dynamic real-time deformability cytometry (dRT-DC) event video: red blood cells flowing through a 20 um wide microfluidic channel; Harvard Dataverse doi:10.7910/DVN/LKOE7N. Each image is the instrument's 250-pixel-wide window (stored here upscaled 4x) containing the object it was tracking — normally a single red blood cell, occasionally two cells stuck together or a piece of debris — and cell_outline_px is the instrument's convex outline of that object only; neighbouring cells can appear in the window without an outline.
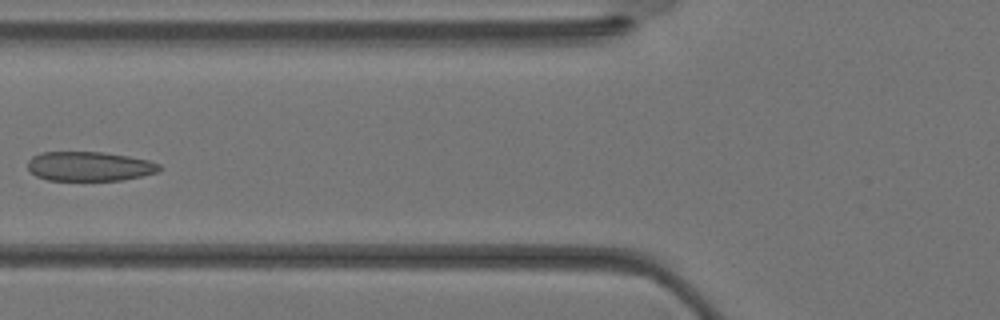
{"species": "Egyptian fruit bat (a non-hibernating species)", "species_latin": "Rousettus aegyptiacus", "temperature_condition": "warm", "stored_images_in_passage": 18, "camera_frame_rate_fps": 3000, "um_per_image_px": 0.085, "animal": {"sex": "female"}, "frame": {"image": 1, "passage_image": 14, "time_ms": 4.333, "image_size_px": [1000, 320], "cell_outline_px": [[160, 168], [156, 172], [140, 176], [120, 180], [48, 180], [36, 176], [28, 168], [28, 160], [32, 156], [44, 152], [104, 152], [128, 156], [148, 160], [160, 164]], "centroid_in_image_um": [7.58, 14.13], "position_along_channel_um": 118.2, "area_um2": 22.37}}
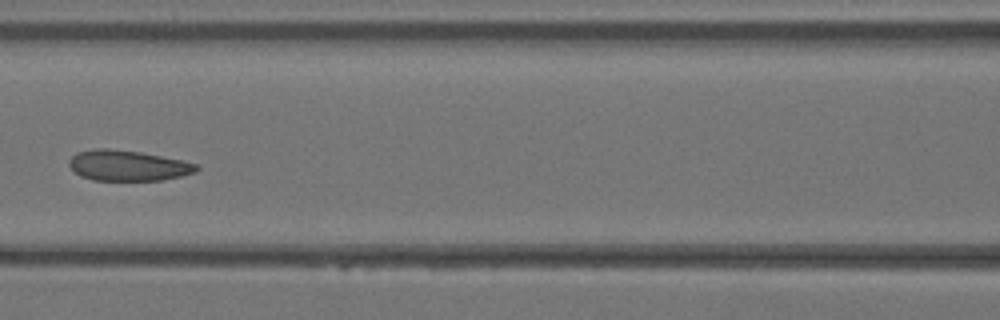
{"frame": {"image": 2, "passage_image": 16, "time_ms": 5.0, "image_size_px": [1000, 320], "cell_outline_px": [[200, 168], [196, 172], [164, 180], [92, 180], [80, 176], [68, 164], [68, 160], [76, 152], [92, 148], [108, 148], [140, 152], [180, 160], [196, 164]], "centroid_in_image_um": [10.83, 14.07], "position_along_channel_um": 155.8, "area_um2": 22.66}}